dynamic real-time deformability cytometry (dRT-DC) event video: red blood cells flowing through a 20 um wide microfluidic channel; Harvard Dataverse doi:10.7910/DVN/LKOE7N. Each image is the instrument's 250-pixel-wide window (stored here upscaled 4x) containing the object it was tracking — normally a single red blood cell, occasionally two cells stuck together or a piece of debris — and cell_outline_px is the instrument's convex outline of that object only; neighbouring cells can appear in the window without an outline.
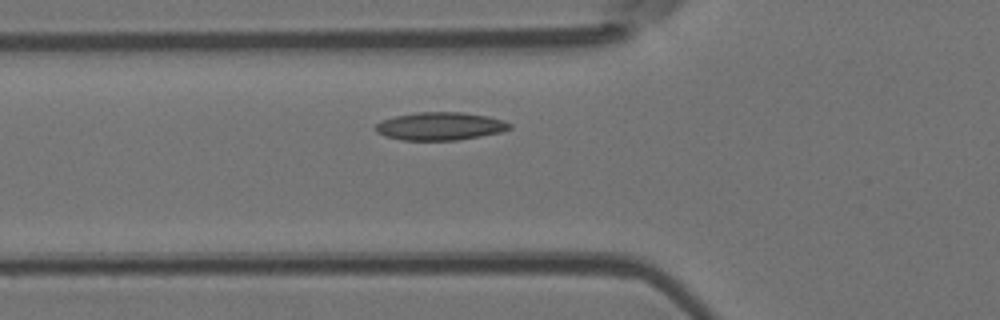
{"species": "Egyptian fruit bat (a non-hibernating species)", "species_latin": "Rousettus aegyptiacus", "temperature_condition": "room temperature", "stored_images_in_passage": 39, "camera_frame_rate_fps": 3000, "um_per_image_px": 0.085, "animal": {"sex": "female"}, "frame": {"image": 1, "passage_image": 7, "time_ms": 2.0, "image_size_px": [1000, 320], "cell_outline_px": [[512, 128], [500, 132], [480, 136], [456, 140], [404, 140], [384, 136], [376, 132], [372, 128], [380, 120], [396, 116], [416, 112], [464, 112], [488, 116], [504, 120], [512, 124]], "centroid_in_image_um": [37.39, 10.72], "position_along_channel_um": 88.4, "area_um2": 22.02}}
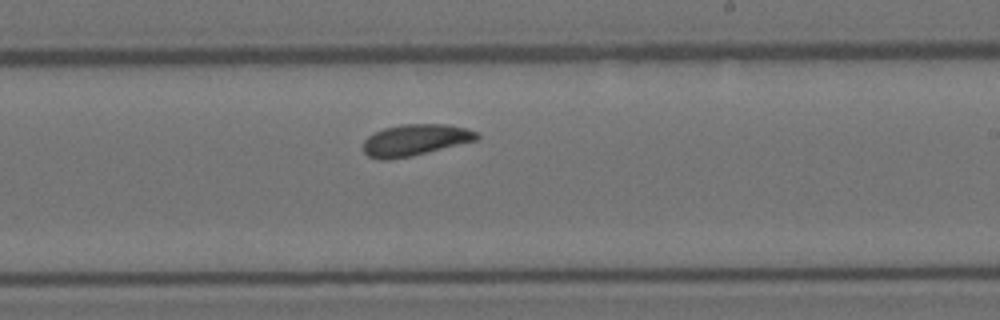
{"frame": {"image": 2, "passage_image": 20, "time_ms": 6.333, "image_size_px": [1000, 320], "cell_outline_px": [[480, 136], [476, 140], [412, 156], [388, 160], [380, 160], [368, 156], [364, 152], [364, 140], [368, 136], [384, 128], [400, 124], [448, 124], [468, 128], [476, 132]], "centroid_in_image_um": [35.28, 11.9], "position_along_channel_um": 253.7, "area_um2": 20.81}}
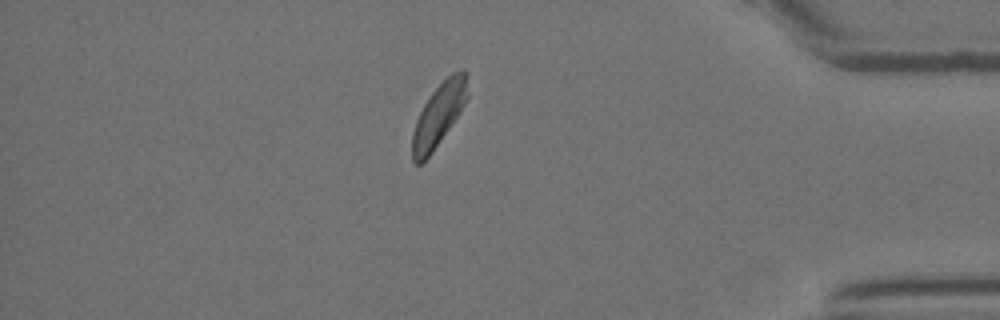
{"frame": {"image": 3, "passage_image": 34, "time_ms": 11.0, "image_size_px": [1000, 320], "cell_outline_px": [[468, 96], [460, 112], [432, 152], [420, 164], [416, 164], [412, 160], [412, 132], [416, 120], [424, 104], [432, 92], [452, 72], [464, 68], [468, 72]], "centroid_in_image_um": [37.31, 9.71], "position_along_channel_um": 397.9, "area_um2": 20.11}}